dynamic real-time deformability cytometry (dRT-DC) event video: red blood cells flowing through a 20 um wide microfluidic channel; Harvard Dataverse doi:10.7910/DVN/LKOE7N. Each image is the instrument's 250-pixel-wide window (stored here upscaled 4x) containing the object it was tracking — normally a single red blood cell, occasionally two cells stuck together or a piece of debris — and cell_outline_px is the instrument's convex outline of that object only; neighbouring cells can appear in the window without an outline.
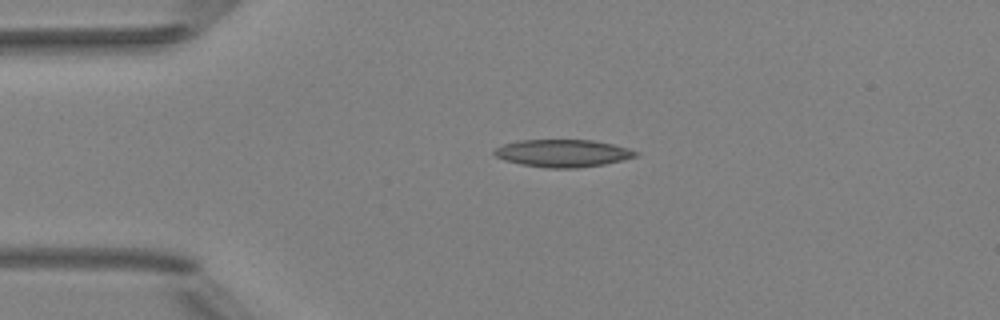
{"species": "Egyptian fruit bat (a non-hibernating species)", "species_latin": "Rousettus aegyptiacus", "temperature_condition": "room temperature", "stored_images_in_passage": 7, "camera_frame_rate_fps": 3000, "um_per_image_px": 0.085, "animal": {"sex": "female"}, "frame": {"image": 1, "passage_image": 3, "time_ms": 2.333, "image_size_px": [1000, 320], "cell_outline_px": [[640, 152], [636, 156], [604, 164], [576, 168], [544, 168], [520, 164], [504, 160], [496, 156], [492, 152], [496, 148], [504, 144], [516, 140], [592, 140], [612, 144], [628, 148]], "centroid_in_image_um": [47.8, 13.02], "position_along_channel_um": 37.2, "area_um2": 22.6}}
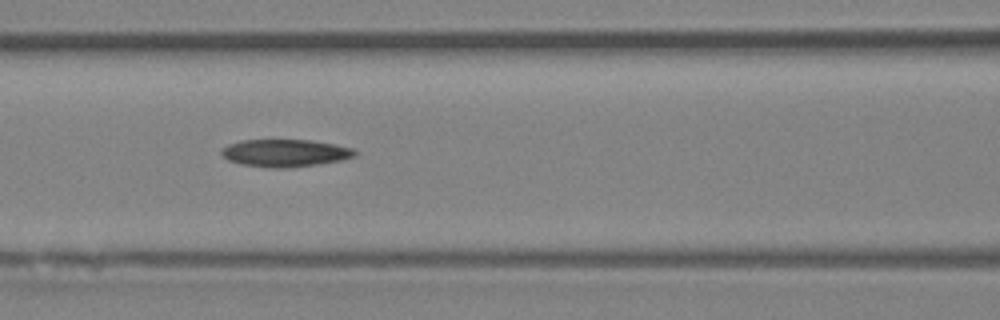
{"frame": {"image": 2, "passage_image": 6, "time_ms": 5.667, "image_size_px": [1000, 320], "cell_outline_px": [[356, 156], [340, 160], [316, 164], [288, 168], [268, 168], [240, 164], [228, 160], [220, 152], [228, 144], [240, 140], [308, 140], [332, 144], [352, 148], [356, 152]], "centroid_in_image_um": [24.19, 13.01], "position_along_channel_um": 142.4, "area_um2": 21.15}}
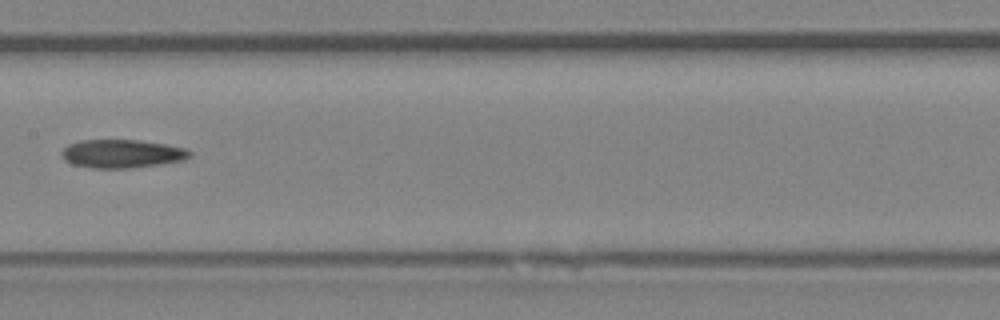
{"frame": {"image": 3, "passage_image": 7, "time_ms": 7.0, "image_size_px": [1000, 320], "cell_outline_px": [[192, 156], [184, 160], [128, 168], [92, 168], [72, 164], [64, 160], [60, 152], [68, 144], [80, 140], [136, 140], [164, 144], [184, 148], [192, 152]], "centroid_in_image_um": [10.33, 13.06], "position_along_channel_um": 197.1, "area_um2": 21.04}}